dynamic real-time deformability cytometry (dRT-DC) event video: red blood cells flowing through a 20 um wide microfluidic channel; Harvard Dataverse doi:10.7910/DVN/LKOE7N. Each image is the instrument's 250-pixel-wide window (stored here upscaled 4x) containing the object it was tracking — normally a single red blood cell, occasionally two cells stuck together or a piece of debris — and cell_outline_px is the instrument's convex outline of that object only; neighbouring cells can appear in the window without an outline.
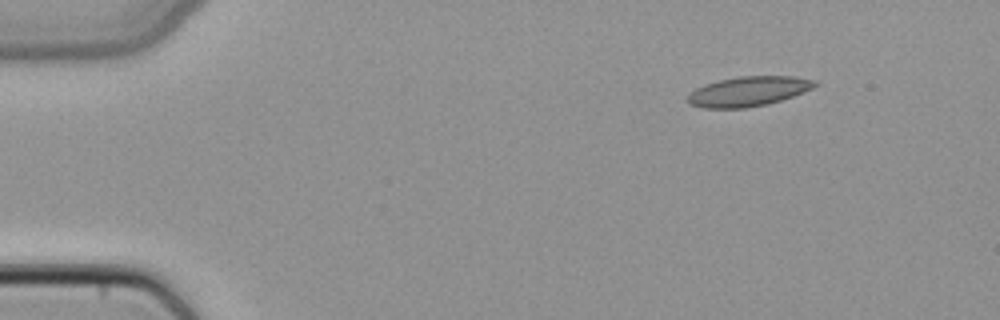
{"species": "common noctule bat (a hibernating species)", "species_latin": "Nyctalus noctula", "temperature_condition": "cold", "stored_images_in_passage": 4, "camera_frame_rate_fps": 3000, "um_per_image_px": 0.085, "animal": {"sex": "female", "body_mass_g": 22.7, "forearm_length_mm": 54.2}, "frame": {"image": 1, "passage_image": 1, "time_ms": 0.0, "image_size_px": [1000, 320], "cell_outline_px": [[820, 84], [812, 88], [792, 96], [768, 104], [744, 108], [704, 108], [692, 104], [688, 100], [688, 96], [696, 88], [704, 84], [720, 80], [740, 76], [796, 76], [816, 80]], "centroid_in_image_um": [63.66, 7.75], "position_along_channel_um": 21.3, "area_um2": 21.91}}
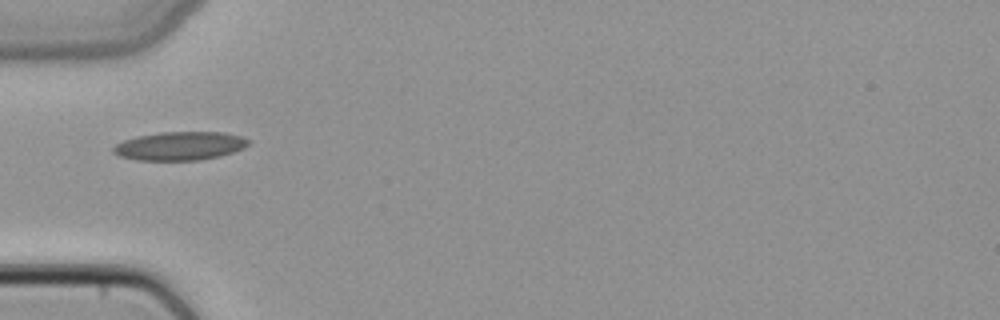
{"frame": {"image": 2, "passage_image": 4, "time_ms": 1.0, "image_size_px": [1000, 320], "cell_outline_px": [[252, 140], [244, 148], [220, 156], [200, 160], [136, 160], [120, 156], [112, 152], [112, 148], [116, 144], [124, 140], [136, 136], [160, 132], [224, 132], [240, 136]], "centroid_in_image_um": [15.29, 12.4], "position_along_channel_um": 69.7, "area_um2": 22.54}}